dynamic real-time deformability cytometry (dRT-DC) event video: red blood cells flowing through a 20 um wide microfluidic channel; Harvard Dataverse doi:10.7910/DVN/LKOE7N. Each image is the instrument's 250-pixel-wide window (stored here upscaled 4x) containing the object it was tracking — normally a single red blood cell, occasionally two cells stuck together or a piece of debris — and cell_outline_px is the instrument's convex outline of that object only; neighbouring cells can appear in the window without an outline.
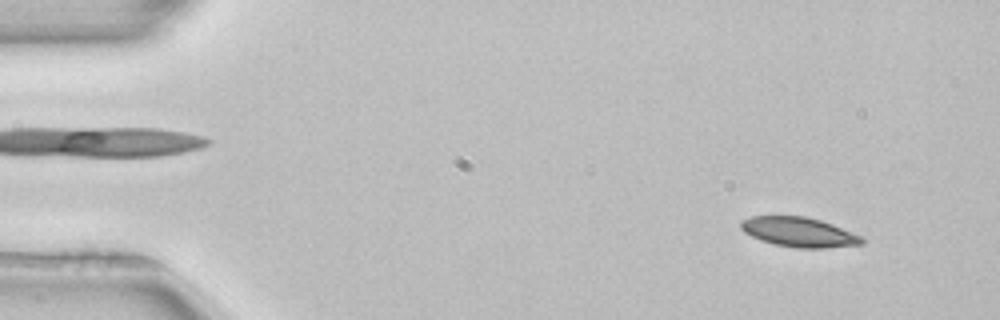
{"species": "common noctule bat (a hibernating species)", "species_latin": "Nyctalus noctula", "temperature_condition": "room temperature", "stored_images_in_passage": 51, "camera_frame_rate_fps": 3000, "um_per_image_px": 0.085, "animal": {"sex": "female", "body_mass_g": 22.7, "forearm_length_mm": 54.2}, "frame": {"image": 1, "passage_image": 4, "time_ms": 1.0, "image_size_px": [1000, 320], "cell_outline_px": [[864, 244], [824, 248], [796, 248], [776, 244], [760, 240], [744, 232], [740, 228], [740, 220], [752, 216], [804, 216], [820, 220], [832, 224], [864, 236]], "centroid_in_image_um": [67.93, 19.73], "position_along_channel_um": 17.1, "area_um2": 21.04}}
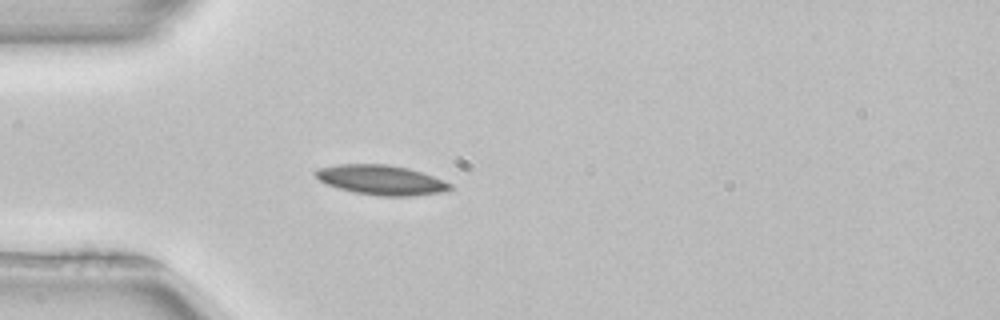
{"frame": {"image": 2, "passage_image": 14, "time_ms": 4.333, "image_size_px": [1000, 320], "cell_outline_px": [[452, 188], [440, 192], [412, 196], [380, 196], [352, 192], [328, 184], [320, 180], [312, 172], [316, 168], [336, 164], [388, 164], [408, 168], [432, 176], [452, 184]], "centroid_in_image_um": [32.35, 15.29], "position_along_channel_um": 52.7, "area_um2": 23.24}}
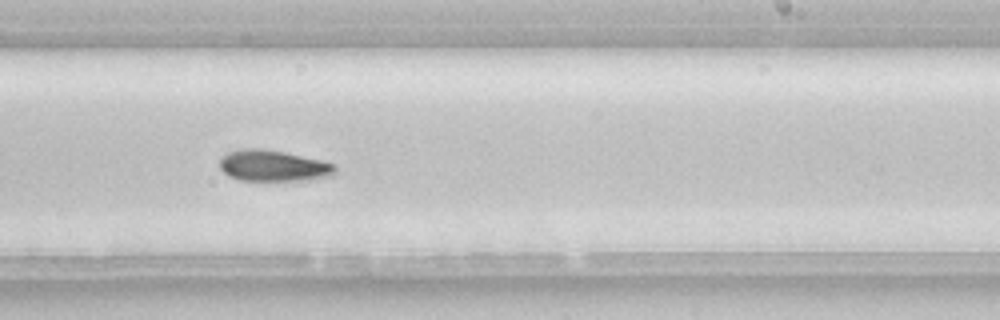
{"frame": {"image": 3, "passage_image": 31, "time_ms": 10.0, "image_size_px": [1000, 320], "cell_outline_px": [[336, 172], [328, 176], [304, 180], [240, 180], [228, 176], [220, 168], [220, 156], [228, 152], [240, 148], [264, 148], [284, 152], [320, 160], [336, 164]], "centroid_in_image_um": [23.18, 14.07], "position_along_channel_um": 265.8, "area_um2": 20.98}, "authors_computed_cell_mechanics": {"area_um2": 21.0392, "velocity_mm_per_s": 3.9446, "shape_relaxation_time_tau1_ms": 3.9307, "shape_relaxation_time_tau2_ms": null, "deformation_change_tau1": 0.102, "deformation_change_tau2": null}}